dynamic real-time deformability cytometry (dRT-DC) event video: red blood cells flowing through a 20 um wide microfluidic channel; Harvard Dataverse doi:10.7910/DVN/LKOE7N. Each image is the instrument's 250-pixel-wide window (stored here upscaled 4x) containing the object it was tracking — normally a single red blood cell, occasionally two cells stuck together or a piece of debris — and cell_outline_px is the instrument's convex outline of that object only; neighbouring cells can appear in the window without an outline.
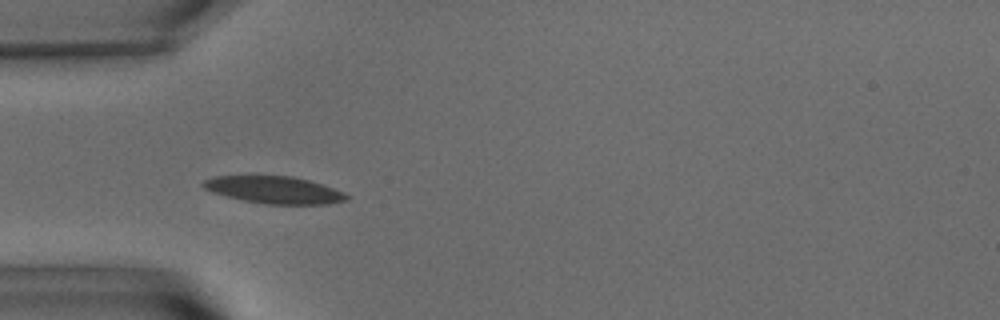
{"species": "common noctule bat (a hibernating species)", "species_latin": "Nyctalus noctula", "temperature_condition": "warm", "stored_images_in_passage": 56, "camera_frame_rate_fps": 3000, "um_per_image_px": 0.085, "animal": {"sex": "male", "body_mass_g": 15.6}, "frame": {"image": 1, "passage_image": 17, "time_ms": 5.333, "image_size_px": [1000, 320], "cell_outline_px": [[348, 200], [328, 204], [268, 204], [244, 200], [212, 192], [204, 188], [200, 184], [204, 180], [216, 176], [292, 176], [308, 180], [344, 192], [348, 196]], "centroid_in_image_um": [23.31, 16.14], "position_along_channel_um": 61.7, "area_um2": 22.43}}
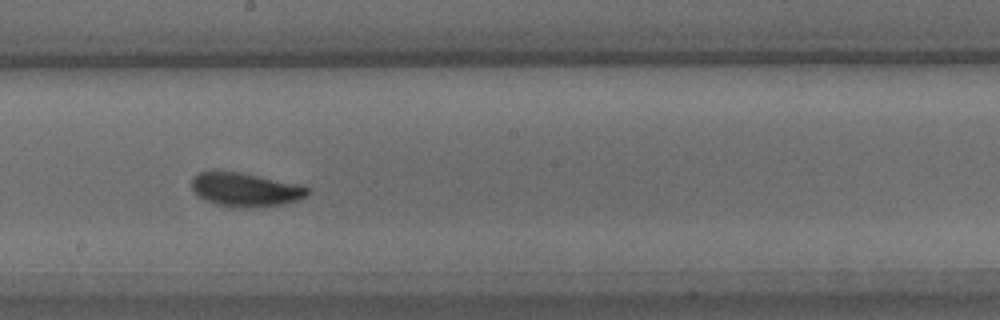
{"frame": {"image": 2, "passage_image": 31, "time_ms": 10.0, "image_size_px": [1000, 320], "cell_outline_px": [[312, 188], [300, 200], [284, 204], [248, 208], [244, 208], [216, 204], [204, 200], [192, 188], [192, 176], [200, 172], [212, 168], [240, 172], [300, 184]], "centroid_in_image_um": [20.84, 16.08], "position_along_channel_um": 227.4, "area_um2": 23.29}}
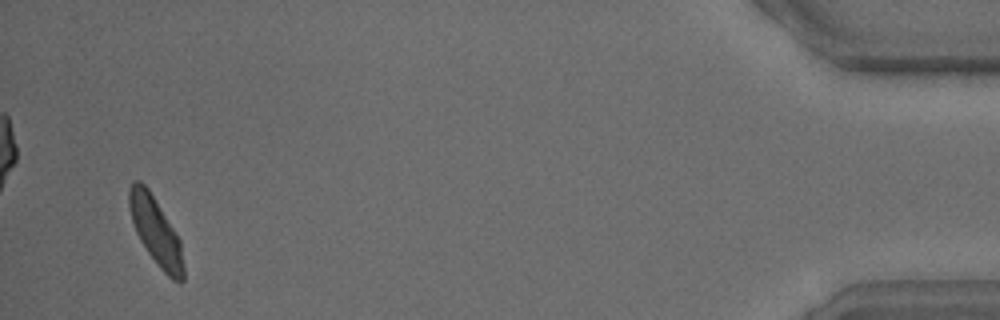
{"frame": {"image": 3, "passage_image": 54, "time_ms": 17.667, "image_size_px": [1000, 320], "cell_outline_px": [[184, 280], [180, 284], [172, 280], [160, 268], [148, 252], [140, 240], [136, 232], [132, 220], [128, 204], [128, 188], [136, 180], [140, 180], [148, 188], [176, 232], [180, 240], [184, 268]], "centroid_in_image_um": [13.25, 19.67], "position_along_channel_um": 422.0, "area_um2": 21.33}, "authors_computed_cell_mechanics": {"area_um2": 21.6461, "velocity_mm_per_s": 3.5815, "shape_relaxation_time_tau1_ms": 2.5442, "shape_relaxation_time_tau2_ms": 1.8506, "deformation_change_tau1": 0.1071, "deformation_change_tau2": 0.0721}}